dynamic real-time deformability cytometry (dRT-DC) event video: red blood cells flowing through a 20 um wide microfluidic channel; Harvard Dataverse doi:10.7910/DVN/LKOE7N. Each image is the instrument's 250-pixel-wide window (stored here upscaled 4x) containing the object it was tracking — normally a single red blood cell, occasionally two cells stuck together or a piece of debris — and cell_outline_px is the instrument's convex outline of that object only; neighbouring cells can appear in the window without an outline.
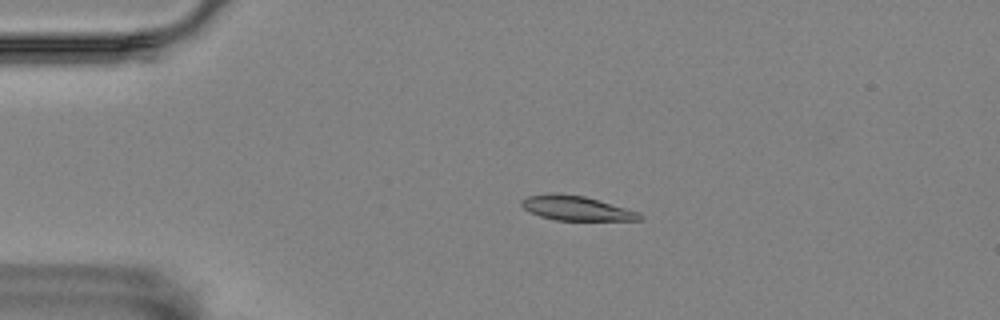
{"species": "Egyptian fruit bat (a non-hibernating species)", "species_latin": "Rousettus aegyptiacus", "temperature_condition": "room temperature", "stored_images_in_passage": 57, "camera_frame_rate_fps": 3000, "um_per_image_px": 0.085, "animal": {"sex": "female"}, "frame": {"image": 1, "passage_image": 12, "time_ms": 3.667, "image_size_px": [1000, 320], "cell_outline_px": [[644, 216], [640, 220], [556, 220], [540, 216], [528, 212], [520, 204], [520, 200], [528, 196], [548, 192], [556, 192], [584, 196], [640, 212]], "centroid_in_image_um": [48.94, 17.68], "position_along_channel_um": 36.1, "area_um2": 17.05}}
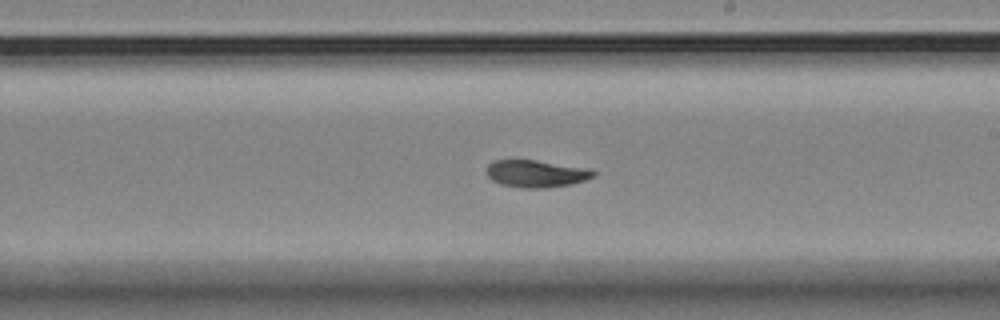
{"frame": {"image": 2, "passage_image": 33, "time_ms": 10.667, "image_size_px": [1000, 320], "cell_outline_px": [[596, 176], [572, 184], [544, 188], [520, 188], [500, 184], [492, 180], [484, 172], [484, 168], [492, 160], [536, 160], [592, 168], [596, 172]], "centroid_in_image_um": [45.56, 14.75], "position_along_channel_um": 243.4, "area_um2": 17.4}}
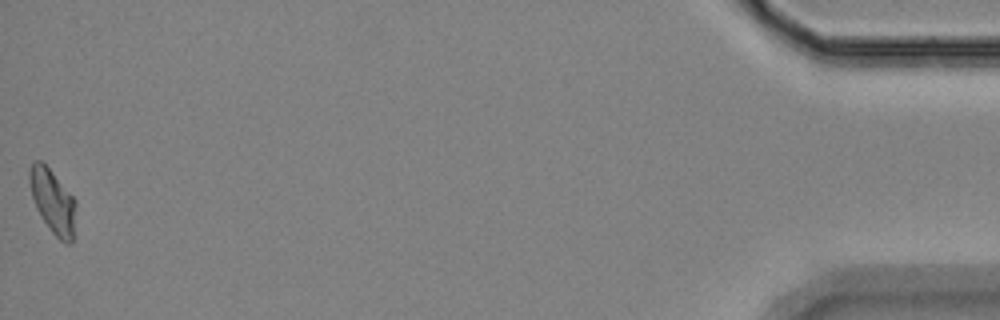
{"frame": {"image": 3, "passage_image": 57, "time_ms": 18.667, "image_size_px": [1000, 320], "cell_outline_px": [[76, 204], [72, 244], [64, 244], [52, 232], [40, 216], [36, 208], [32, 196], [28, 180], [28, 172], [32, 160], [40, 160], [52, 172], [76, 200]], "centroid_in_image_um": [4.47, 17.12], "position_along_channel_um": 430.7, "area_um2": 17.34}, "authors_computed_cell_mechanics": {"area_um2": 17.051, "velocity_mm_per_s": 3.4882, "shape_relaxation_time_tau1_ms": 9.8984, "shape_relaxation_time_tau2_ms": 4.4422, "deformation_change_tau1": 0.1908, "deformation_change_tau2": 0.0936}}